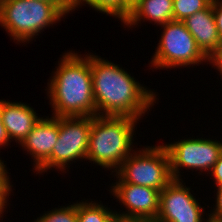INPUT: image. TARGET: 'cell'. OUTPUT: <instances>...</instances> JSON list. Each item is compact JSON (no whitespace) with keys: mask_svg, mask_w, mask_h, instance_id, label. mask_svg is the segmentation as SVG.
I'll return each mask as SVG.
<instances>
[{"mask_svg":"<svg viewBox=\"0 0 222 222\" xmlns=\"http://www.w3.org/2000/svg\"><path fill=\"white\" fill-rule=\"evenodd\" d=\"M96 115L141 119L155 105L156 92L141 85L120 65L90 53Z\"/></svg>","mask_w":222,"mask_h":222,"instance_id":"1","label":"cell"},{"mask_svg":"<svg viewBox=\"0 0 222 222\" xmlns=\"http://www.w3.org/2000/svg\"><path fill=\"white\" fill-rule=\"evenodd\" d=\"M47 83L54 117L95 116L90 53L65 51Z\"/></svg>","mask_w":222,"mask_h":222,"instance_id":"2","label":"cell"},{"mask_svg":"<svg viewBox=\"0 0 222 222\" xmlns=\"http://www.w3.org/2000/svg\"><path fill=\"white\" fill-rule=\"evenodd\" d=\"M138 121L140 120L128 116L91 117L86 161L114 173L135 151L133 136L136 135L134 133Z\"/></svg>","mask_w":222,"mask_h":222,"instance_id":"3","label":"cell"},{"mask_svg":"<svg viewBox=\"0 0 222 222\" xmlns=\"http://www.w3.org/2000/svg\"><path fill=\"white\" fill-rule=\"evenodd\" d=\"M70 13V1L0 0V26L16 44L29 43Z\"/></svg>","mask_w":222,"mask_h":222,"instance_id":"4","label":"cell"},{"mask_svg":"<svg viewBox=\"0 0 222 222\" xmlns=\"http://www.w3.org/2000/svg\"><path fill=\"white\" fill-rule=\"evenodd\" d=\"M115 174L124 183L154 188L160 192L173 180L169 154L163 143L134 151Z\"/></svg>","mask_w":222,"mask_h":222,"instance_id":"5","label":"cell"},{"mask_svg":"<svg viewBox=\"0 0 222 222\" xmlns=\"http://www.w3.org/2000/svg\"><path fill=\"white\" fill-rule=\"evenodd\" d=\"M164 29L151 59V68L165 69L192 67L208 62L198 48L194 37L182 21H170L161 25Z\"/></svg>","mask_w":222,"mask_h":222,"instance_id":"6","label":"cell"},{"mask_svg":"<svg viewBox=\"0 0 222 222\" xmlns=\"http://www.w3.org/2000/svg\"><path fill=\"white\" fill-rule=\"evenodd\" d=\"M90 130L91 116L59 117L57 143L54 145L51 156L35 171L36 174H44L53 168L66 173L65 170L73 162L81 159L85 161Z\"/></svg>","mask_w":222,"mask_h":222,"instance_id":"7","label":"cell"},{"mask_svg":"<svg viewBox=\"0 0 222 222\" xmlns=\"http://www.w3.org/2000/svg\"><path fill=\"white\" fill-rule=\"evenodd\" d=\"M166 147L171 166L173 179L181 180L180 170L204 171L208 173L222 154V141L205 138H187L174 143L164 144ZM201 172V173H200Z\"/></svg>","mask_w":222,"mask_h":222,"instance_id":"8","label":"cell"},{"mask_svg":"<svg viewBox=\"0 0 222 222\" xmlns=\"http://www.w3.org/2000/svg\"><path fill=\"white\" fill-rule=\"evenodd\" d=\"M183 179H173L161 192L157 222H203L205 206L191 194Z\"/></svg>","mask_w":222,"mask_h":222,"instance_id":"9","label":"cell"},{"mask_svg":"<svg viewBox=\"0 0 222 222\" xmlns=\"http://www.w3.org/2000/svg\"><path fill=\"white\" fill-rule=\"evenodd\" d=\"M116 182H112L110 193L125 207L126 211L115 213L124 217L155 219L159 212L160 191L154 188L124 183L115 173Z\"/></svg>","mask_w":222,"mask_h":222,"instance_id":"10","label":"cell"},{"mask_svg":"<svg viewBox=\"0 0 222 222\" xmlns=\"http://www.w3.org/2000/svg\"><path fill=\"white\" fill-rule=\"evenodd\" d=\"M59 134V117L44 116L33 127L20 146L33 161L34 172L51 156Z\"/></svg>","mask_w":222,"mask_h":222,"instance_id":"11","label":"cell"},{"mask_svg":"<svg viewBox=\"0 0 222 222\" xmlns=\"http://www.w3.org/2000/svg\"><path fill=\"white\" fill-rule=\"evenodd\" d=\"M0 111L9 140H15L19 145L42 118L38 117L33 107L20 101L10 102L0 99Z\"/></svg>","mask_w":222,"mask_h":222,"instance_id":"12","label":"cell"},{"mask_svg":"<svg viewBox=\"0 0 222 222\" xmlns=\"http://www.w3.org/2000/svg\"><path fill=\"white\" fill-rule=\"evenodd\" d=\"M182 22L194 37L198 48L209 58L221 42L217 32L212 3L206 9L186 17Z\"/></svg>","mask_w":222,"mask_h":222,"instance_id":"13","label":"cell"},{"mask_svg":"<svg viewBox=\"0 0 222 222\" xmlns=\"http://www.w3.org/2000/svg\"><path fill=\"white\" fill-rule=\"evenodd\" d=\"M142 20L154 22L157 26L173 21V0H140L123 25L131 29Z\"/></svg>","mask_w":222,"mask_h":222,"instance_id":"14","label":"cell"},{"mask_svg":"<svg viewBox=\"0 0 222 222\" xmlns=\"http://www.w3.org/2000/svg\"><path fill=\"white\" fill-rule=\"evenodd\" d=\"M115 211L111 210L101 201L81 200L76 202V214L78 222H106Z\"/></svg>","mask_w":222,"mask_h":222,"instance_id":"15","label":"cell"},{"mask_svg":"<svg viewBox=\"0 0 222 222\" xmlns=\"http://www.w3.org/2000/svg\"><path fill=\"white\" fill-rule=\"evenodd\" d=\"M85 4L99 13L119 19L124 24V0H70V12Z\"/></svg>","mask_w":222,"mask_h":222,"instance_id":"16","label":"cell"},{"mask_svg":"<svg viewBox=\"0 0 222 222\" xmlns=\"http://www.w3.org/2000/svg\"><path fill=\"white\" fill-rule=\"evenodd\" d=\"M211 0H173V20L183 21L186 17L206 9Z\"/></svg>","mask_w":222,"mask_h":222,"instance_id":"17","label":"cell"},{"mask_svg":"<svg viewBox=\"0 0 222 222\" xmlns=\"http://www.w3.org/2000/svg\"><path fill=\"white\" fill-rule=\"evenodd\" d=\"M34 222H78L76 214V203L58 206L37 217Z\"/></svg>","mask_w":222,"mask_h":222,"instance_id":"18","label":"cell"},{"mask_svg":"<svg viewBox=\"0 0 222 222\" xmlns=\"http://www.w3.org/2000/svg\"><path fill=\"white\" fill-rule=\"evenodd\" d=\"M7 169L6 164H4V161L0 158V200H9V196L13 191L10 175H8L11 173H8Z\"/></svg>","mask_w":222,"mask_h":222,"instance_id":"19","label":"cell"},{"mask_svg":"<svg viewBox=\"0 0 222 222\" xmlns=\"http://www.w3.org/2000/svg\"><path fill=\"white\" fill-rule=\"evenodd\" d=\"M207 64H211L215 70H218L222 78V40L216 50L209 56Z\"/></svg>","mask_w":222,"mask_h":222,"instance_id":"20","label":"cell"},{"mask_svg":"<svg viewBox=\"0 0 222 222\" xmlns=\"http://www.w3.org/2000/svg\"><path fill=\"white\" fill-rule=\"evenodd\" d=\"M212 8L216 21L217 32L222 40V0L212 1Z\"/></svg>","mask_w":222,"mask_h":222,"instance_id":"21","label":"cell"},{"mask_svg":"<svg viewBox=\"0 0 222 222\" xmlns=\"http://www.w3.org/2000/svg\"><path fill=\"white\" fill-rule=\"evenodd\" d=\"M216 199L215 205L213 206L211 211H208L211 216L222 219V186H216ZM215 207V208H214Z\"/></svg>","mask_w":222,"mask_h":222,"instance_id":"22","label":"cell"},{"mask_svg":"<svg viewBox=\"0 0 222 222\" xmlns=\"http://www.w3.org/2000/svg\"><path fill=\"white\" fill-rule=\"evenodd\" d=\"M209 175L213 178L215 186H222V154L210 170Z\"/></svg>","mask_w":222,"mask_h":222,"instance_id":"23","label":"cell"},{"mask_svg":"<svg viewBox=\"0 0 222 222\" xmlns=\"http://www.w3.org/2000/svg\"><path fill=\"white\" fill-rule=\"evenodd\" d=\"M12 141L9 140L6 129L2 122V115L0 111V148L10 145ZM3 146V147H2Z\"/></svg>","mask_w":222,"mask_h":222,"instance_id":"24","label":"cell"},{"mask_svg":"<svg viewBox=\"0 0 222 222\" xmlns=\"http://www.w3.org/2000/svg\"><path fill=\"white\" fill-rule=\"evenodd\" d=\"M140 0H124V22L129 18L132 9Z\"/></svg>","mask_w":222,"mask_h":222,"instance_id":"25","label":"cell"},{"mask_svg":"<svg viewBox=\"0 0 222 222\" xmlns=\"http://www.w3.org/2000/svg\"><path fill=\"white\" fill-rule=\"evenodd\" d=\"M119 222H157L152 218L124 217L119 215Z\"/></svg>","mask_w":222,"mask_h":222,"instance_id":"26","label":"cell"},{"mask_svg":"<svg viewBox=\"0 0 222 222\" xmlns=\"http://www.w3.org/2000/svg\"><path fill=\"white\" fill-rule=\"evenodd\" d=\"M9 200H0V218L3 219L2 217L4 216V212H6V207L9 206L8 204ZM7 205V206H6ZM0 219V220H1Z\"/></svg>","mask_w":222,"mask_h":222,"instance_id":"27","label":"cell"},{"mask_svg":"<svg viewBox=\"0 0 222 222\" xmlns=\"http://www.w3.org/2000/svg\"><path fill=\"white\" fill-rule=\"evenodd\" d=\"M204 222H222V219L211 216L210 214H206V219Z\"/></svg>","mask_w":222,"mask_h":222,"instance_id":"28","label":"cell"},{"mask_svg":"<svg viewBox=\"0 0 222 222\" xmlns=\"http://www.w3.org/2000/svg\"><path fill=\"white\" fill-rule=\"evenodd\" d=\"M106 222H119V214L114 213Z\"/></svg>","mask_w":222,"mask_h":222,"instance_id":"29","label":"cell"},{"mask_svg":"<svg viewBox=\"0 0 222 222\" xmlns=\"http://www.w3.org/2000/svg\"><path fill=\"white\" fill-rule=\"evenodd\" d=\"M40 1H70V0H40Z\"/></svg>","mask_w":222,"mask_h":222,"instance_id":"30","label":"cell"}]
</instances>
